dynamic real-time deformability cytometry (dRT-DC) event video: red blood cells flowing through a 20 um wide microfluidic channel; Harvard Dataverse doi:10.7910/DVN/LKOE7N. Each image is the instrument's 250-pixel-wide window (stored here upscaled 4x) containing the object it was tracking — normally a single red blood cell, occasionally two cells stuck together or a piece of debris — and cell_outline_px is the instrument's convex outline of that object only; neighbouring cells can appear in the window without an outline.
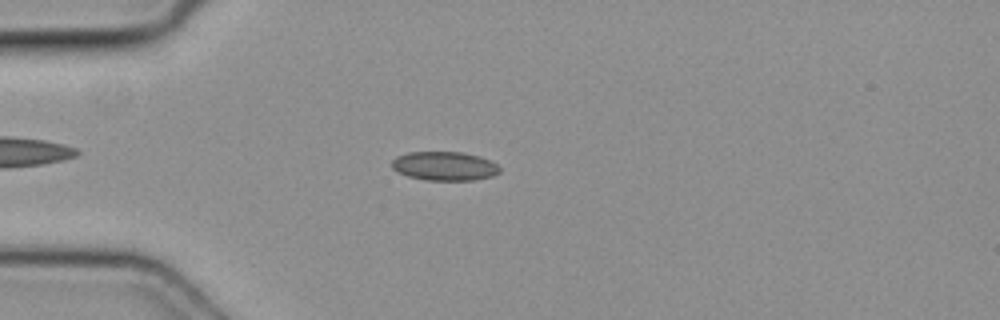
{"species": "common noctule bat (a hibernating species)", "species_latin": "Nyctalus noctula", "temperature_condition": "cold", "stored_images_in_passage": 44, "camera_frame_rate_fps": 3000, "um_per_image_px": 0.085, "animal": {"sex": "female", "body_mass_g": 19.3, "forearm_length_mm": 54.1}, "frame": {"image": 1, "passage_image": 8, "time_ms": 2.333, "image_size_px": [1000, 320], "cell_outline_px": [[500, 172], [492, 176], [472, 180], [424, 180], [408, 176], [396, 172], [392, 168], [392, 160], [396, 156], [408, 152], [460, 152], [480, 156], [496, 164], [500, 168]], "centroid_in_image_um": [37.75, 14.11], "position_along_channel_um": 47.3, "area_um2": 18.21}}
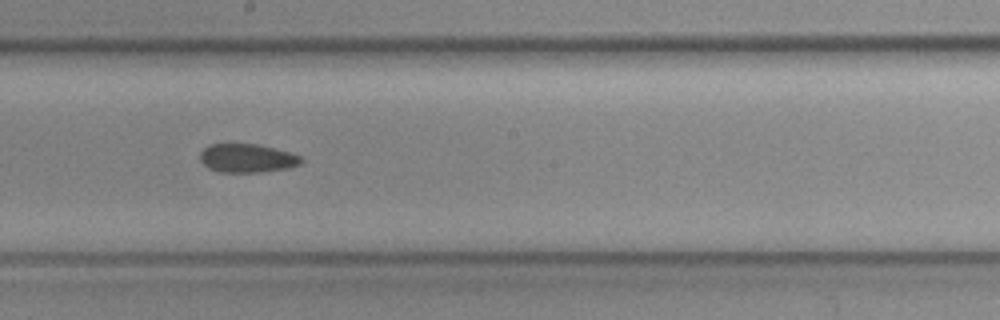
{"frame": {"image": 2, "passage_image": 22, "time_ms": 7.0, "image_size_px": [1000, 320], "cell_outline_px": [[304, 160], [300, 164], [288, 168], [260, 172], [220, 172], [208, 168], [200, 160], [200, 152], [208, 144], [256, 144], [292, 152], [300, 156]], "centroid_in_image_um": [21.01, 13.44], "position_along_channel_um": 227.2, "area_um2": 16.94}}
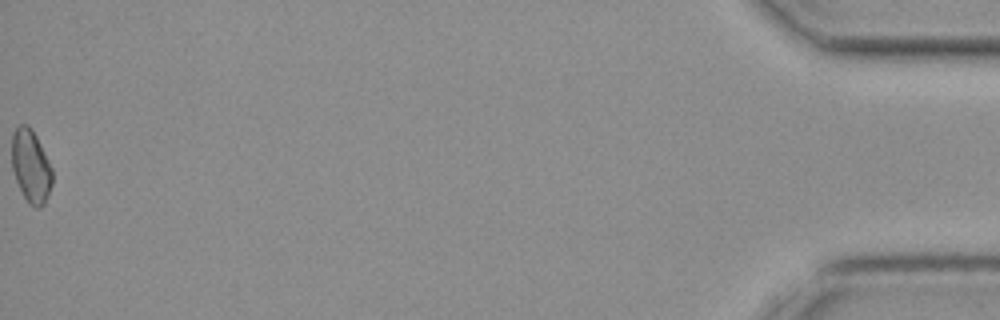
{"frame": {"image": 3, "passage_image": 44, "time_ms": 14.333, "image_size_px": [1000, 320], "cell_outline_px": [[52, 184], [44, 204], [40, 208], [36, 208], [28, 204], [16, 180], [12, 168], [12, 132], [20, 124], [28, 124], [32, 128], [52, 168]], "centroid_in_image_um": [2.62, 14.12], "position_along_channel_um": 432.6, "area_um2": 17.17}}